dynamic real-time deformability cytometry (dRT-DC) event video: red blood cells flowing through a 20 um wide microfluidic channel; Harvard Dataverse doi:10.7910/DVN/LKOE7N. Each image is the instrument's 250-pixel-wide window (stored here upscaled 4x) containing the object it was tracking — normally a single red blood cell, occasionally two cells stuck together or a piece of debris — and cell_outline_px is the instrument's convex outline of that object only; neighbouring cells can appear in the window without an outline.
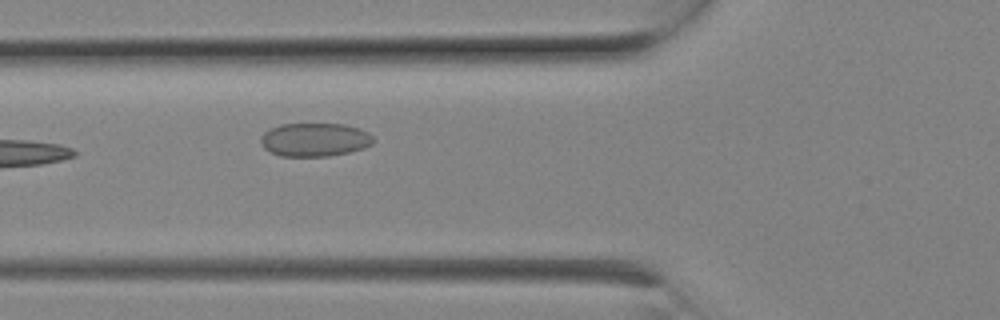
{"species": "Egyptian fruit bat (a non-hibernating species)", "species_latin": "Rousettus aegyptiacus", "temperature_condition": "room temperature", "stored_images_in_passage": 3, "camera_frame_rate_fps": 3000, "um_per_image_px": 0.085, "animal": {"sex": "female"}, "frame": {"image": 1, "passage_image": 3, "time_ms": 0.667, "image_size_px": [1000, 320], "cell_outline_px": [[372, 144], [364, 148], [348, 152], [328, 156], [280, 156], [264, 148], [260, 144], [260, 136], [264, 132], [280, 124], [344, 124], [368, 132], [372, 136]], "centroid_in_image_um": [26.71, 11.87], "position_along_channel_um": 99.1, "area_um2": 21.85}}